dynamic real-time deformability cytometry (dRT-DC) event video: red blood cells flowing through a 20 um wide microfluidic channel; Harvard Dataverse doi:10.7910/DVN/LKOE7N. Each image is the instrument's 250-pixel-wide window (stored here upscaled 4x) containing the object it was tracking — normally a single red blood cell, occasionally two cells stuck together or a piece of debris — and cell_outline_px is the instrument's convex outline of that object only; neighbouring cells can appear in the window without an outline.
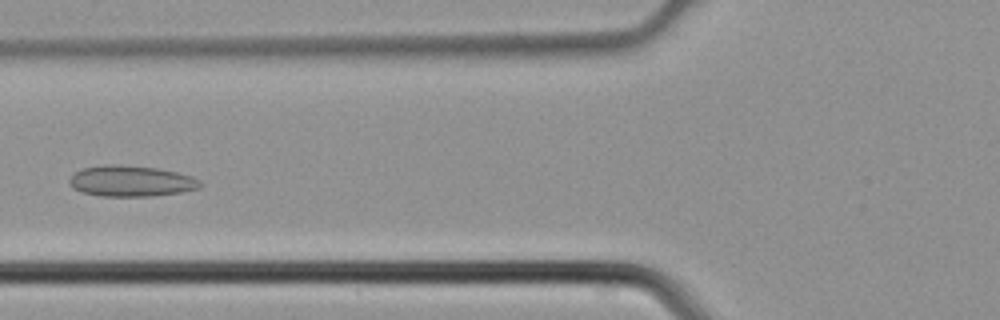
{"species": "common noctule bat (a hibernating species)", "species_latin": "Nyctalus noctula", "temperature_condition": "cold", "stored_images_in_passage": 43, "camera_frame_rate_fps": 3000, "um_per_image_px": 0.085, "animal": {"sex": "male", "body_mass_g": 21.5, "forearm_length_mm": 52.0}, "frame": {"image": 1, "passage_image": 16, "time_ms": 5.0, "image_size_px": [1000, 320], "cell_outline_px": [[204, 184], [200, 188], [180, 192], [152, 196], [100, 196], [80, 192], [72, 188], [68, 180], [76, 172], [84, 168], [104, 164], [112, 164], [156, 168], [176, 172], [192, 176], [200, 180]], "centroid_in_image_um": [11.15, 15.4], "position_along_channel_um": 114.7, "area_um2": 23.58}}
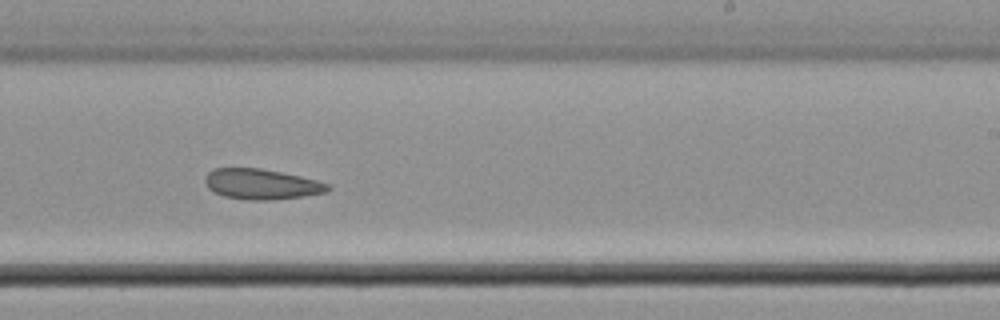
{"frame": {"image": 2, "passage_image": 26, "time_ms": 8.333, "image_size_px": [1000, 320], "cell_outline_px": [[332, 188], [328, 192], [304, 196], [272, 200], [248, 200], [224, 196], [208, 188], [204, 180], [208, 172], [216, 168], [260, 168], [300, 176], [316, 180], [328, 184]], "centroid_in_image_um": [22.25, 15.66], "position_along_channel_um": 266.8, "area_um2": 21.68}}
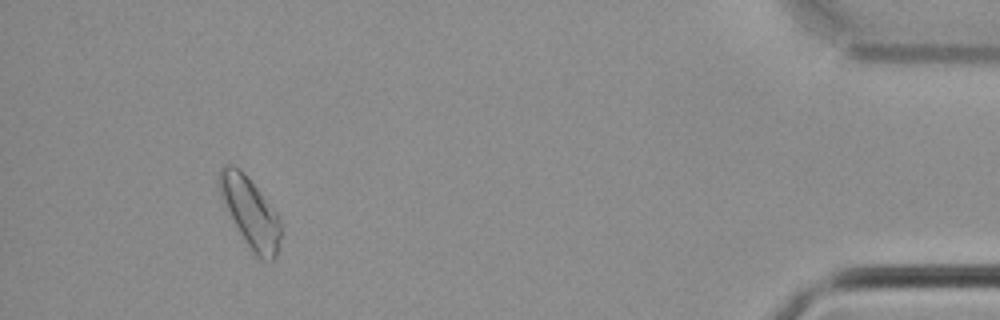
{"frame": {"image": 3, "passage_image": 40, "time_ms": 13.0, "image_size_px": [1000, 320], "cell_outline_px": [[280, 240], [276, 256], [272, 260], [260, 260], [252, 256], [220, 192], [216, 180], [220, 168], [224, 164], [232, 164], [240, 168], [244, 172], [280, 216]], "centroid_in_image_um": [21.28, 18.05], "position_along_channel_um": 413.9, "area_um2": 24.97}}